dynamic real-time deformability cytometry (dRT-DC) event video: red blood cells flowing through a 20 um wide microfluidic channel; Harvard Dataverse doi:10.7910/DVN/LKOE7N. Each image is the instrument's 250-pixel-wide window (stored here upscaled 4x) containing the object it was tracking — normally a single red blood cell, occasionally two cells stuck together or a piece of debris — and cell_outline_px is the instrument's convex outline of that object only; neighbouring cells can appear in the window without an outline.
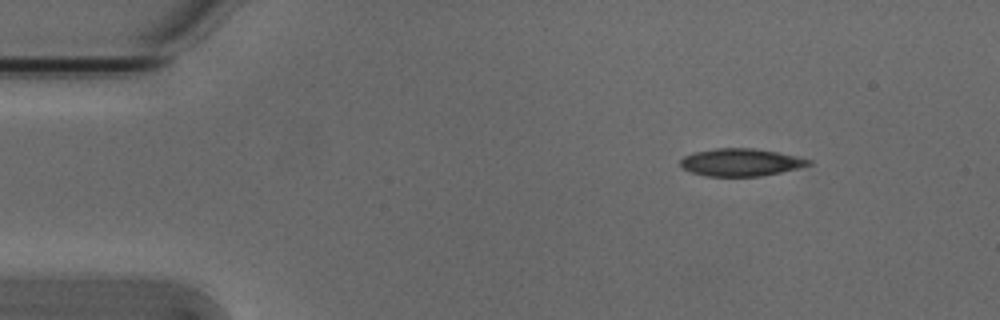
{"species": "Egyptian fruit bat (a non-hibernating species)", "species_latin": "Rousettus aegyptiacus", "temperature_condition": "cold", "stored_images_in_passage": 3, "camera_frame_rate_fps": 3000, "um_per_image_px": 0.085, "animal": {"sex": "male"}, "frame": {"image": 1, "passage_image": 1, "time_ms": 0.0, "image_size_px": [1000, 320], "cell_outline_px": [[812, 164], [780, 172], [760, 176], [704, 176], [680, 168], [680, 160], [684, 156], [696, 152], [716, 148], [752, 148], [776, 152], [796, 156], [812, 160]], "centroid_in_image_um": [62.93, 13.8], "position_along_channel_um": 22.1, "area_um2": 20.4}}